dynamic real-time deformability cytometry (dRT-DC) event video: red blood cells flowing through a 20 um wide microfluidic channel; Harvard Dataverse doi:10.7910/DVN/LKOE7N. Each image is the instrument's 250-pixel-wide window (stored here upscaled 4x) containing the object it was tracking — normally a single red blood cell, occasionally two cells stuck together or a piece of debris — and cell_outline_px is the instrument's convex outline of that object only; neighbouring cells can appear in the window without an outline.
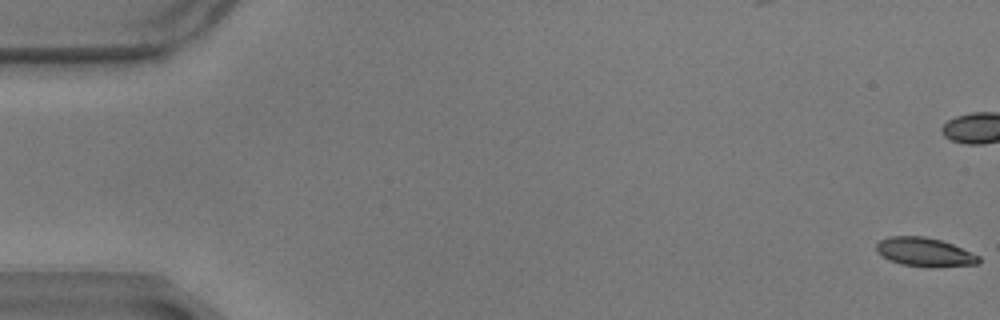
{"species": "common noctule bat (a hibernating species)", "species_latin": "Nyctalus noctula", "temperature_condition": "warm", "stored_images_in_passage": 16, "camera_frame_rate_fps": 3000, "um_per_image_px": 0.085, "animal": {"sex": "male", "body_mass_g": 17.9}, "frame": {"image": 1, "passage_image": 1, "time_ms": 0.0, "image_size_px": [1000, 320], "cell_outline_px": [[980, 260], [976, 264], [900, 264], [884, 256], [876, 248], [876, 244], [880, 240], [888, 236], [924, 236], [940, 240], [952, 244], [972, 252], [980, 256]], "centroid_in_image_um": [78.56, 21.35], "position_along_channel_um": 6.4, "area_um2": 16.01}}